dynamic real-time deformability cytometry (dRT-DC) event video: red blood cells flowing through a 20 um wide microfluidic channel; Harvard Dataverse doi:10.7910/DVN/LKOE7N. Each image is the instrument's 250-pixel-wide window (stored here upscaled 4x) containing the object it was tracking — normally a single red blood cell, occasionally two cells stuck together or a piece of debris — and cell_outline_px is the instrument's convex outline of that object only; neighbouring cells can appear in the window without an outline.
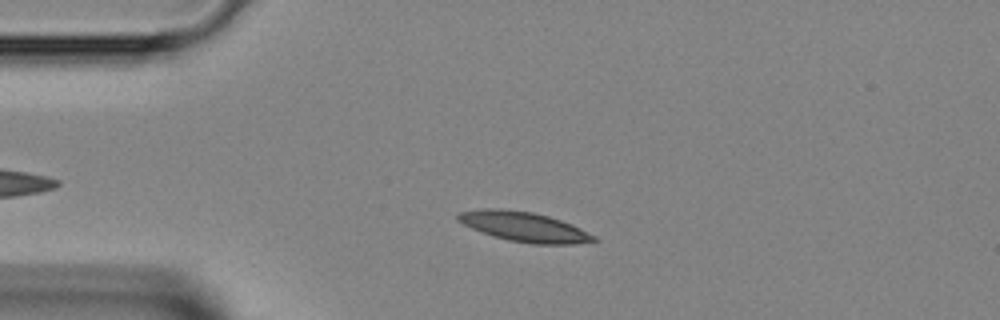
{"species": "Egyptian fruit bat (a non-hibernating species)", "species_latin": "Rousettus aegyptiacus", "temperature_condition": "room temperature", "stored_images_in_passage": 37, "camera_frame_rate_fps": 3000, "um_per_image_px": 0.085, "animal": {"sex": "female"}, "frame": {"image": 1, "passage_image": 8, "time_ms": 2.333, "image_size_px": [1000, 320], "cell_outline_px": [[600, 240], [572, 244], [532, 244], [508, 240], [492, 236], [472, 228], [456, 220], [456, 216], [460, 212], [484, 208], [504, 208], [532, 212], [548, 216], [560, 220], [580, 228], [596, 236]], "centroid_in_image_um": [44.54, 19.27], "position_along_channel_um": 40.5, "area_um2": 23.52}}
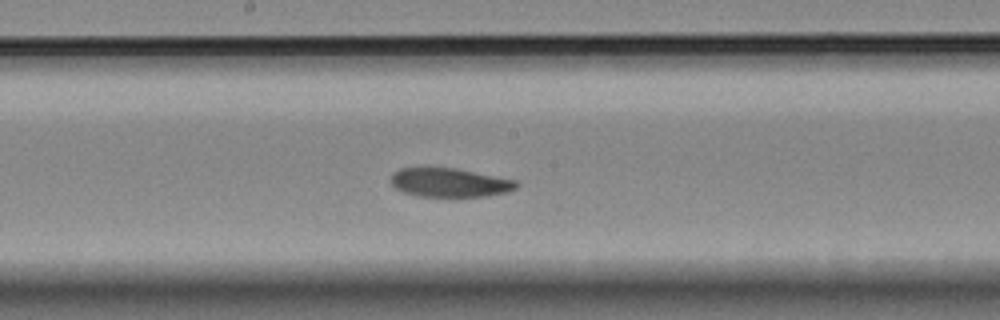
{"frame": {"image": 2, "passage_image": 21, "time_ms": 6.667, "image_size_px": [1000, 320], "cell_outline_px": [[520, 184], [516, 188], [508, 192], [484, 196], [416, 196], [404, 192], [396, 188], [388, 180], [392, 172], [400, 168], [428, 164], [456, 168], [516, 180]], "centroid_in_image_um": [38.13, 15.46], "position_along_channel_um": 210.1, "area_um2": 21.96}}
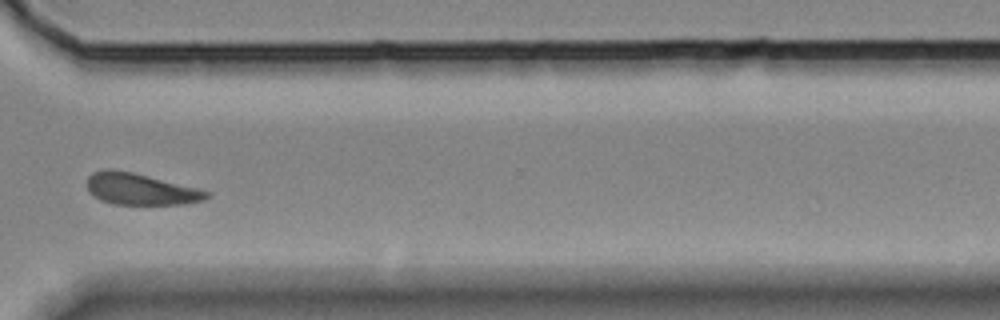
{"frame": {"image": 3, "passage_image": 31, "time_ms": 10.0, "image_size_px": [1000, 320], "cell_outline_px": [[212, 196], [204, 200], [184, 204], [112, 204], [100, 200], [88, 192], [88, 176], [92, 172], [104, 168], [112, 168], [132, 172], [200, 188], [208, 192]], "centroid_in_image_um": [11.94, 16.06], "position_along_channel_um": 358.7, "area_um2": 22.2}}